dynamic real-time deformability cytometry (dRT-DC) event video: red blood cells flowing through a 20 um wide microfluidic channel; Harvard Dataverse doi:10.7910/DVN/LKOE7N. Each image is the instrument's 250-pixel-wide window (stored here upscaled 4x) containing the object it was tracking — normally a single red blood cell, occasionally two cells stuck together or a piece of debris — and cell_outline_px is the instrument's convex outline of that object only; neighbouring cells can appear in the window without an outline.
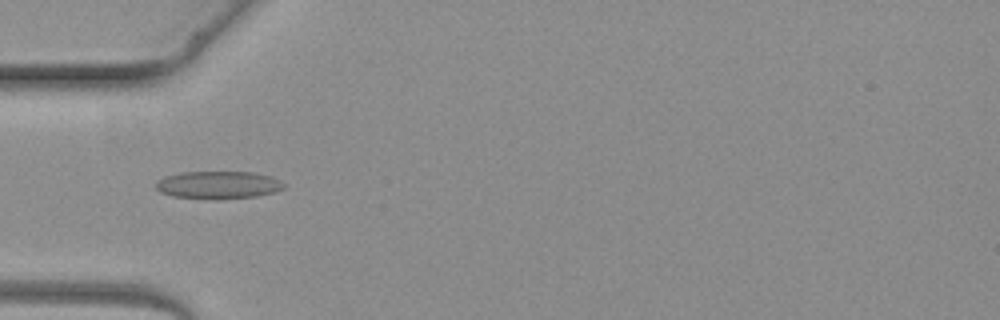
{"species": "common noctule bat (a hibernating species)", "species_latin": "Nyctalus noctula", "temperature_condition": "warm", "stored_images_in_passage": 2, "camera_frame_rate_fps": 3000, "um_per_image_px": 0.085, "animal": {"sex": "female", "body_mass_g": 19.3, "forearm_length_mm": 54.1}, "frame": {"image": 1, "passage_image": 1, "time_ms": 0.0, "image_size_px": [1000, 320], "cell_outline_px": [[284, 188], [272, 192], [256, 196], [220, 200], [208, 200], [172, 196], [160, 192], [156, 188], [156, 180], [164, 176], [184, 172], [252, 172], [272, 176], [280, 180], [284, 184]], "centroid_in_image_um": [18.52, 15.73], "position_along_channel_um": 66.5, "area_um2": 20.92}}
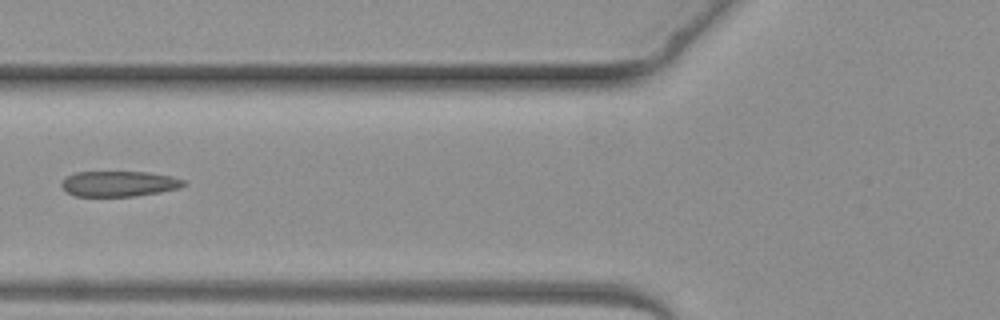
{"frame": {"image": 2, "passage_image": 2, "time_ms": 1.0, "image_size_px": [1000, 320], "cell_outline_px": [[188, 184], [176, 188], [160, 192], [136, 196], [76, 196], [68, 192], [60, 184], [68, 176], [76, 172], [148, 172], [172, 176], [184, 180]], "centroid_in_image_um": [10.15, 15.61], "position_along_channel_um": 115.7, "area_um2": 17.98}}